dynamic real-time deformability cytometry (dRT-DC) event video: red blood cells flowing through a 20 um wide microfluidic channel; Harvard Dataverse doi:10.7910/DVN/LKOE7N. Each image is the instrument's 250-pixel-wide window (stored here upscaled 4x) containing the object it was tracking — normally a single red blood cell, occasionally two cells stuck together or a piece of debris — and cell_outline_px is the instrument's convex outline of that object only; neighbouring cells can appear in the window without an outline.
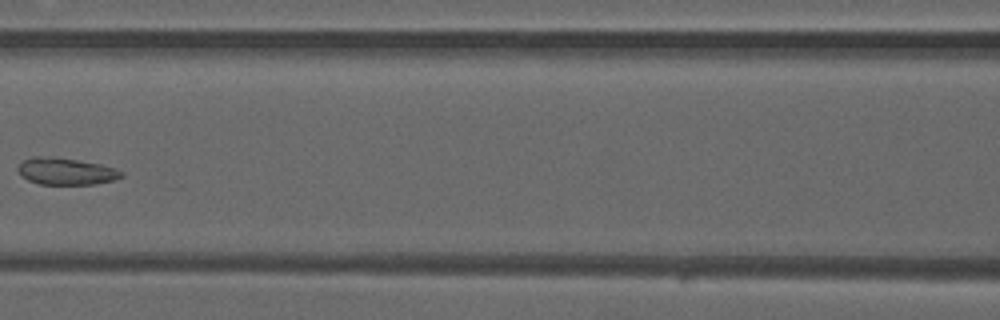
{"species": "common noctule bat (a hibernating species)", "species_latin": "Nyctalus noctula", "temperature_condition": "warm", "stored_images_in_passage": 6, "camera_frame_rate_fps": 3000, "um_per_image_px": 0.085, "animal": {"sex": "male", "forearm_length_mm": 52.5}, "frame": {"image": 1, "passage_image": 6, "time_ms": 1.667, "image_size_px": [1000, 320], "cell_outline_px": [[124, 176], [112, 180], [96, 184], [40, 184], [28, 180], [16, 168], [24, 160], [36, 156], [40, 156], [76, 160], [100, 164], [116, 168], [124, 172]], "centroid_in_image_um": [5.65, 14.57], "position_along_channel_um": 160.9, "area_um2": 15.9}}